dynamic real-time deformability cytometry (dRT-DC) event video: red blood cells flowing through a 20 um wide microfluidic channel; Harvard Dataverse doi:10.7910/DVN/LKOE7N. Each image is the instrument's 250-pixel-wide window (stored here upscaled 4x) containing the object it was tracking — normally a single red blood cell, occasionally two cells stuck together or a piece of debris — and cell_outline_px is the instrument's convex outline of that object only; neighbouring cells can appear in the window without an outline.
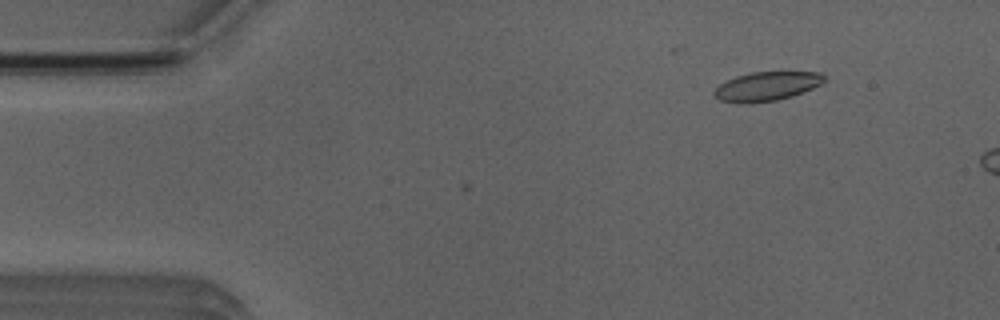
{"species": "Egyptian fruit bat (a non-hibernating species)", "species_latin": "Rousettus aegyptiacus", "temperature_condition": "room temperature", "stored_images_in_passage": 3, "camera_frame_rate_fps": 3000, "um_per_image_px": 0.085, "animal": {"sex": "male"}, "frame": {"image": 1, "passage_image": 3, "time_ms": 2.333, "image_size_px": [1000, 320], "cell_outline_px": [[824, 80], [820, 84], [812, 88], [792, 96], [776, 100], [748, 104], [720, 100], [712, 92], [720, 84], [736, 76], [752, 72], [820, 72], [824, 76]], "centroid_in_image_um": [65.16, 7.34], "position_along_channel_um": 19.8, "area_um2": 18.38}}